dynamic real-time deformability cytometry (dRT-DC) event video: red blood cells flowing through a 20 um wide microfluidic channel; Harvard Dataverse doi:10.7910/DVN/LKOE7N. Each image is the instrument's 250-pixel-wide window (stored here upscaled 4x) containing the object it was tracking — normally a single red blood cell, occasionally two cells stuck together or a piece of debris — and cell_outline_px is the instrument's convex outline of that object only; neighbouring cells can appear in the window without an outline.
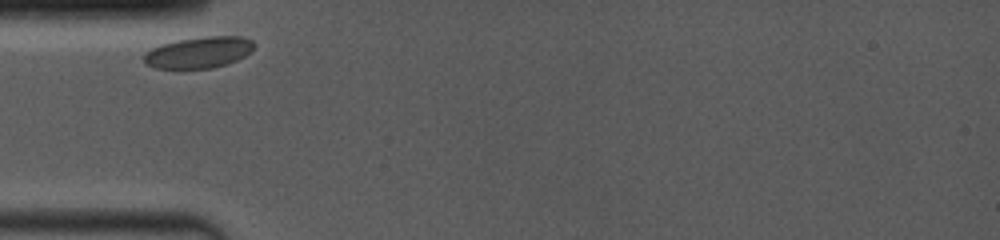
{"species": "common noctule bat (a hibernating species)", "species_latin": "Nyctalus noctula", "temperature_condition": "room temperature", "stored_images_in_passage": 4, "camera_frame_rate_fps": 4000, "um_per_image_px": 0.085, "animal": {"sex": "female", "body_mass_g": 19.0, "forearm_length_mm": 53.3}, "frame": {"image": 1, "passage_image": 1, "time_ms": 0.0, "image_size_px": [1000, 240], "cell_outline_px": [[256, 44], [244, 56], [236, 60], [212, 68], [156, 68], [148, 64], [144, 60], [144, 52], [160, 44], [176, 40], [204, 36], [244, 36], [252, 40]], "centroid_in_image_um": [16.89, 4.43], "position_along_channel_um": 68.1, "area_um2": 20.0}}
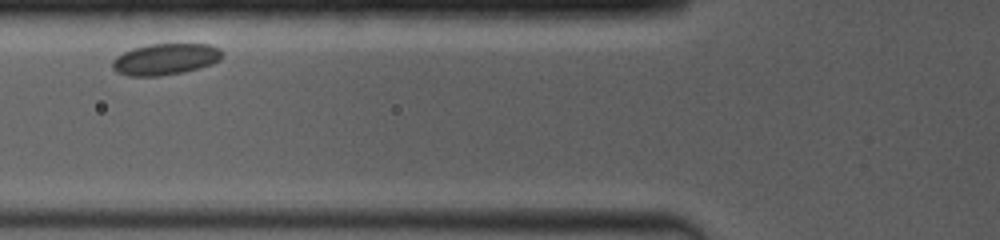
{"frame": {"image": 2, "passage_image": 3, "time_ms": 1.25, "image_size_px": [1000, 240], "cell_outline_px": [[220, 60], [212, 64], [180, 72], [160, 76], [128, 76], [116, 72], [112, 68], [112, 60], [116, 56], [132, 48], [148, 44], [208, 44], [220, 48]], "centroid_in_image_um": [13.99, 5.03], "position_along_channel_um": 111.8, "area_um2": 19.94}}